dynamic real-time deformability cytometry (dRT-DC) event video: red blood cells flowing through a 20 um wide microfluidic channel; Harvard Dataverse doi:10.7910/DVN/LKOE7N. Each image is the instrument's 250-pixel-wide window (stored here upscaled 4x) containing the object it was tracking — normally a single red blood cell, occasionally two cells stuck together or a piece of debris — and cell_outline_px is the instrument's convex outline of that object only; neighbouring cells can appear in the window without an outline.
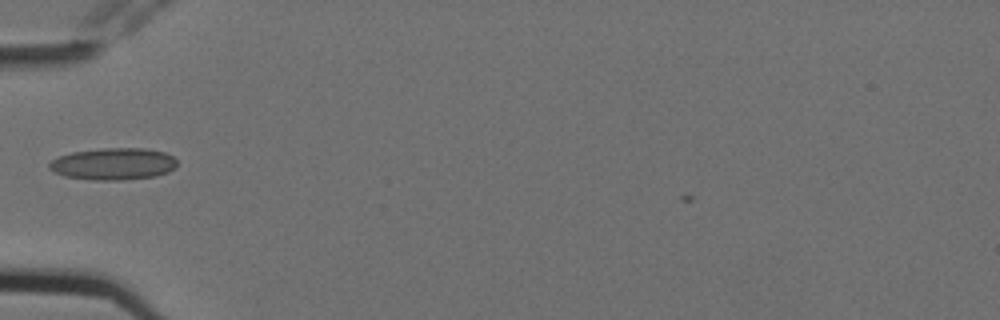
{"species": "Egyptian fruit bat (a non-hibernating species)", "species_latin": "Rousettus aegyptiacus", "temperature_condition": "cold", "stored_images_in_passage": 7, "camera_frame_rate_fps": 3000, "um_per_image_px": 0.085, "animal": {"sex": "female"}, "frame": {"image": 1, "passage_image": 2, "time_ms": 0.333, "image_size_px": [1000, 320], "cell_outline_px": [[176, 168], [168, 172], [156, 176], [120, 180], [92, 180], [64, 176], [48, 168], [48, 164], [52, 160], [60, 156], [72, 152], [100, 148], [144, 148], [164, 152], [172, 156], [176, 160]], "centroid_in_image_um": [9.64, 13.93], "position_along_channel_um": 75.4, "area_um2": 23.81}}
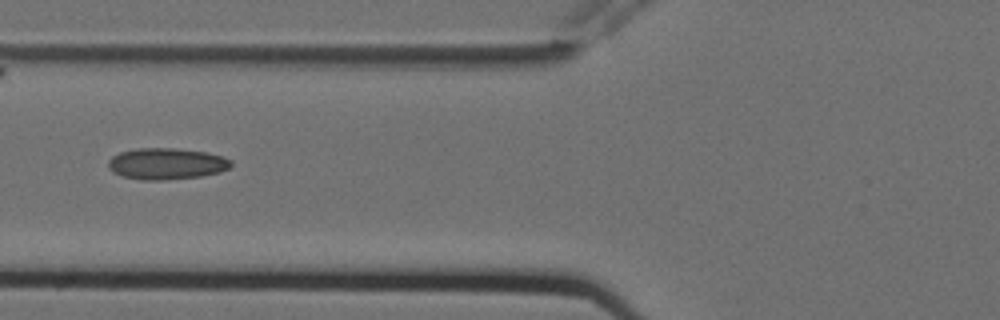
{"frame": {"image": 2, "passage_image": 3, "time_ms": 0.667, "image_size_px": [1000, 320], "cell_outline_px": [[232, 164], [228, 168], [220, 172], [200, 176], [164, 180], [140, 180], [120, 176], [112, 172], [108, 168], [108, 160], [112, 156], [120, 152], [136, 148], [176, 148], [208, 152], [232, 160]], "centroid_in_image_um": [14.11, 13.92], "position_along_channel_um": 111.7, "area_um2": 22.66}}
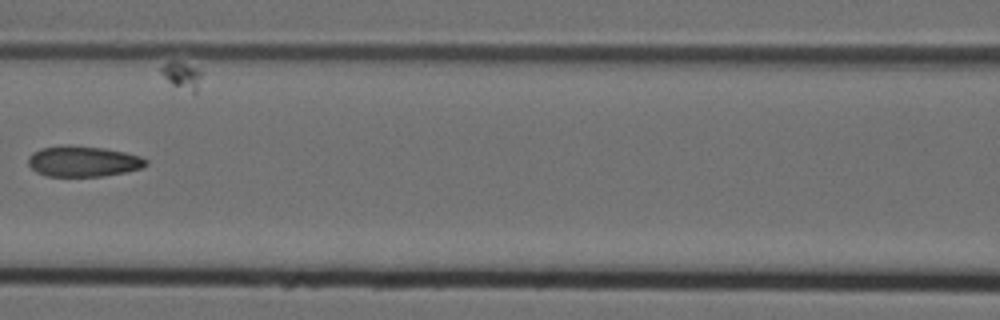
{"frame": {"image": 3, "passage_image": 4, "time_ms": 1.0, "image_size_px": [1000, 320], "cell_outline_px": [[148, 164], [144, 168], [104, 176], [44, 176], [36, 172], [28, 164], [28, 156], [32, 152], [40, 148], [64, 144], [68, 144], [104, 148], [124, 152], [140, 156], [148, 160]], "centroid_in_image_um": [7.05, 13.7], "position_along_channel_um": 159.5, "area_um2": 21.39}}